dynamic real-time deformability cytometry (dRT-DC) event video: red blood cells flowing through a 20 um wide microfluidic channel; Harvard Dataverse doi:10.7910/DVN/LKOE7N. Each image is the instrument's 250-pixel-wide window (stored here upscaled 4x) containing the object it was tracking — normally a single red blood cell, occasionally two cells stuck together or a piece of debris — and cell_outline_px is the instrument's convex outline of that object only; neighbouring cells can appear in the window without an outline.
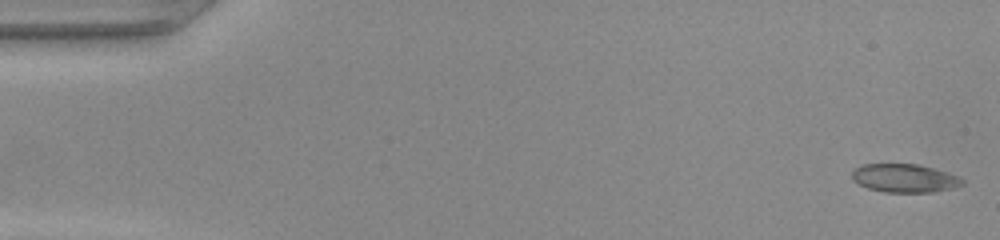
{"species": "common noctule bat (a hibernating species)", "species_latin": "Nyctalus noctula", "temperature_condition": "warm", "stored_images_in_passage": 49, "camera_frame_rate_fps": 3000, "um_per_image_px": 0.085, "animal": {"sex": "female", "body_mass_g": 22.0, "forearm_length_mm": 56.7}, "frame": {"image": 1, "passage_image": 1, "time_ms": 0.0, "image_size_px": [1000, 240], "cell_outline_px": [[964, 184], [956, 188], [932, 192], [884, 192], [868, 188], [852, 180], [852, 172], [856, 168], [864, 164], [920, 164], [948, 172], [964, 180]], "centroid_in_image_um": [76.92, 15.15], "position_along_channel_um": 8.1, "area_um2": 18.32}}
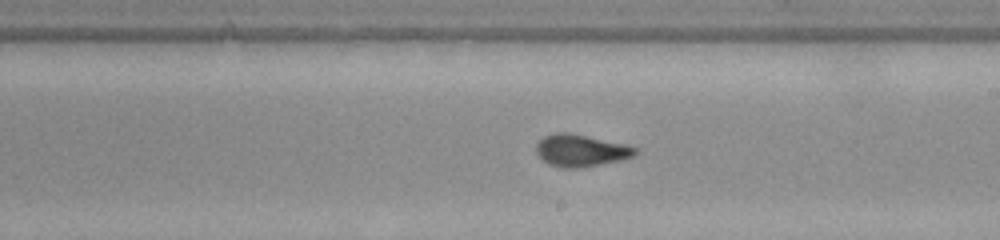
{"frame": {"image": 2, "passage_image": 28, "time_ms": 9.0, "image_size_px": [1000, 240], "cell_outline_px": [[640, 152], [636, 156], [620, 160], [580, 168], [564, 168], [548, 164], [536, 152], [536, 144], [544, 136], [556, 132], [568, 132], [628, 144], [640, 148]], "centroid_in_image_um": [49.44, 12.78], "position_along_channel_um": 239.6, "area_um2": 18.79}}
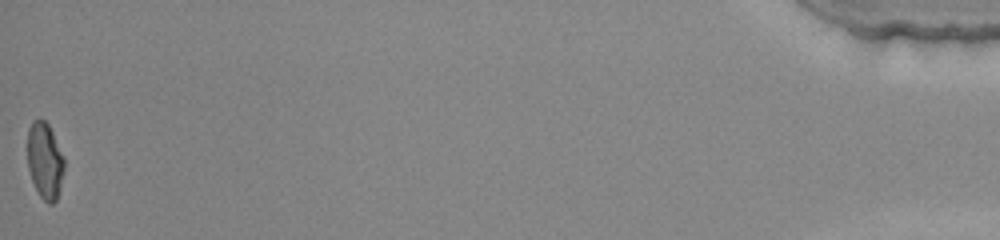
{"frame": {"image": 3, "passage_image": 49, "time_ms": 16.0, "image_size_px": [1000, 240], "cell_outline_px": [[64, 168], [60, 188], [56, 200], [52, 204], [48, 204], [40, 196], [32, 180], [28, 168], [28, 128], [32, 120], [44, 120], [48, 124], [64, 156]], "centroid_in_image_um": [3.82, 13.66], "position_along_channel_um": 431.4, "area_um2": 16.24}}